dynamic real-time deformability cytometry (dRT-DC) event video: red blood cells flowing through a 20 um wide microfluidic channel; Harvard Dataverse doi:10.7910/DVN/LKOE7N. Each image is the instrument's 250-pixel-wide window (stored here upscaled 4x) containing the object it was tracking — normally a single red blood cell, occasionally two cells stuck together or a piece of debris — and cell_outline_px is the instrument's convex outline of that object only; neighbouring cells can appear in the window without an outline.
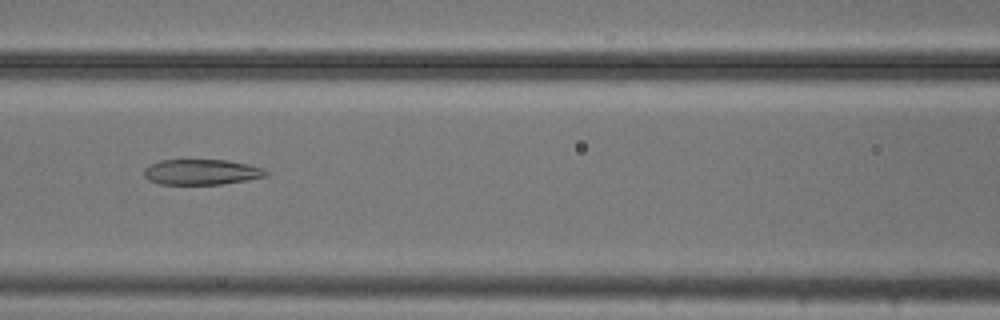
{"species": "common noctule bat (a hibernating species)", "species_latin": "Nyctalus noctula", "temperature_condition": "cold", "stored_images_in_passage": 53, "camera_frame_rate_fps": 3000, "um_per_image_px": 0.085, "animal": {"sex": "male", "body_mass_g": 20.5, "forearm_length_mm": 52.5}, "frame": {"image": 1, "passage_image": 23, "time_ms": 7.333, "image_size_px": [1000, 320], "cell_outline_px": [[268, 176], [248, 180], [224, 184], [160, 184], [148, 180], [144, 176], [144, 168], [148, 164], [160, 160], [228, 160], [248, 164], [264, 168], [268, 172]], "centroid_in_image_um": [17.13, 14.62], "position_along_channel_um": 149.5, "area_um2": 18.32}}
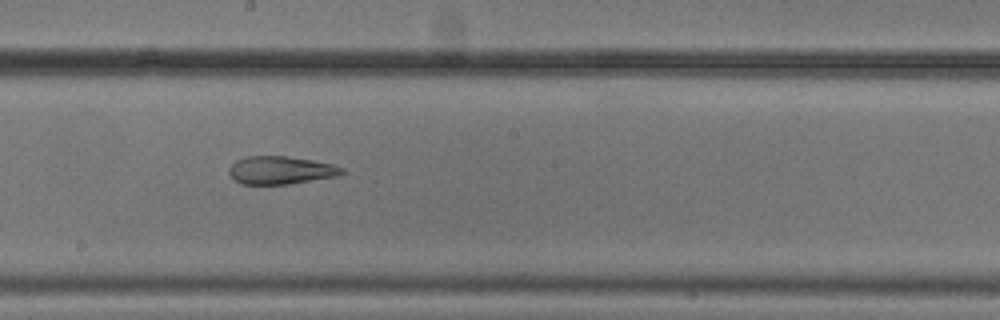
{"frame": {"image": 2, "passage_image": 29, "time_ms": 9.333, "image_size_px": [1000, 320], "cell_outline_px": [[348, 172], [340, 176], [288, 184], [240, 184], [228, 172], [228, 168], [236, 160], [248, 156], [288, 156], [312, 160], [332, 164], [344, 168]], "centroid_in_image_um": [23.91, 14.47], "position_along_channel_um": 224.3, "area_um2": 18.55}}
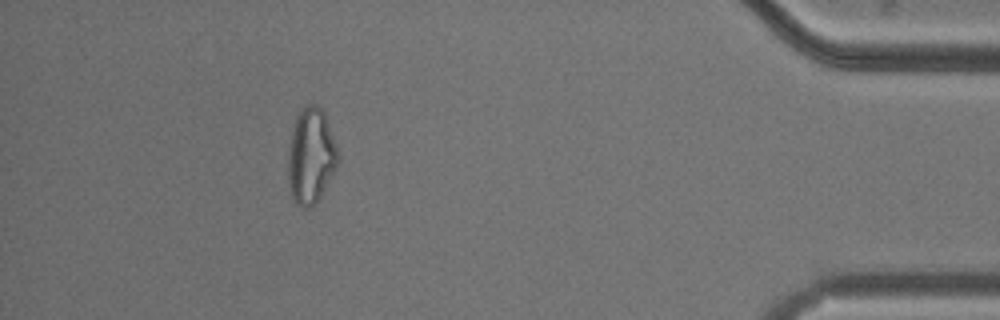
{"frame": {"image": 3, "passage_image": 48, "time_ms": 15.667, "image_size_px": [1000, 320], "cell_outline_px": [[340, 160], [320, 200], [308, 208], [304, 208], [296, 204], [292, 196], [288, 184], [288, 148], [292, 128], [296, 116], [308, 104], [316, 104], [324, 112], [340, 156]], "centroid_in_image_um": [26.43, 13.29], "position_along_channel_um": 408.8, "area_um2": 28.09}, "authors_computed_cell_mechanics": {"area_um2": 25.8366, "velocity_mm_per_s": 3.7546, "shape_relaxation_time_tau1_ms": null, "shape_relaxation_time_tau2_ms": 2.9555, "deformation_change_tau1": null, "deformation_change_tau2": 0.1079}}